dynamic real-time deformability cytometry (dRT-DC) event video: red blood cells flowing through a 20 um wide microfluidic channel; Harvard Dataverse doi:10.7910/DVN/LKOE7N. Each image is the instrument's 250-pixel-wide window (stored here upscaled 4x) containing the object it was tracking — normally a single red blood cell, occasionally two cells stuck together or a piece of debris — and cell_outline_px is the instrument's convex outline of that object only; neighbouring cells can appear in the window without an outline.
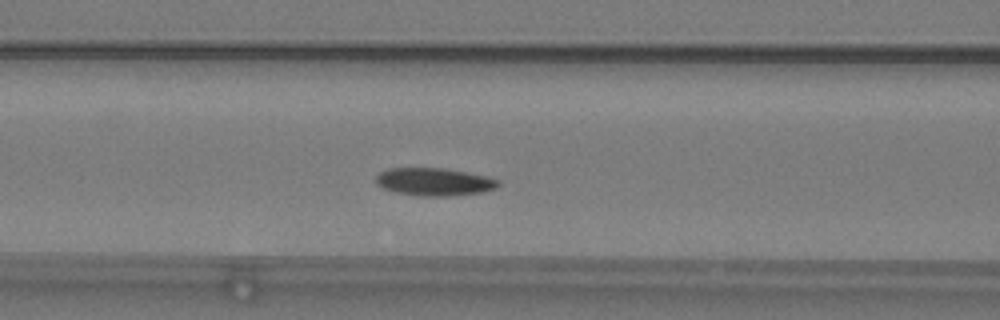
{"species": "common noctule bat (a hibernating species)", "species_latin": "Nyctalus noctula", "temperature_condition": "warm", "stored_images_in_passage": 48, "camera_frame_rate_fps": 3000, "um_per_image_px": 0.085, "animal": {"sex": "male", "body_mass_g": 19.2, "forearm_length_mm": 51.8}, "frame": {"image": 1, "passage_image": 16, "time_ms": 5.0, "image_size_px": [1000, 320], "cell_outline_px": [[500, 184], [496, 188], [484, 192], [448, 196], [420, 196], [396, 192], [384, 188], [376, 184], [376, 176], [380, 172], [388, 168], [444, 168], [484, 176], [500, 180]], "centroid_in_image_um": [36.9, 15.46], "position_along_channel_um": 129.7, "area_um2": 19.71}}
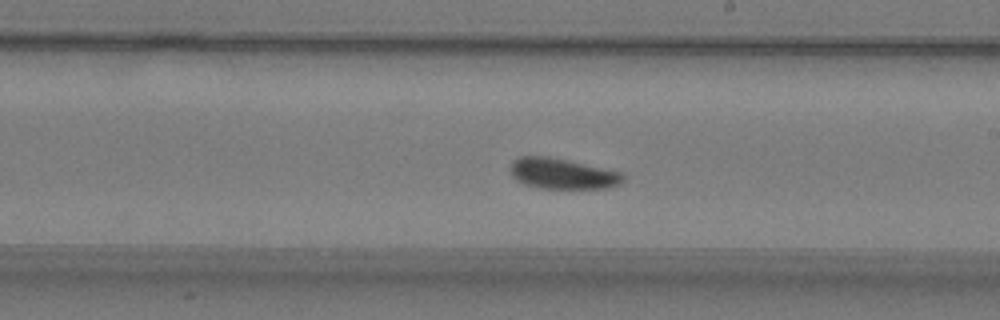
{"frame": {"image": 2, "passage_image": 25, "time_ms": 8.0, "image_size_px": [1000, 320], "cell_outline_px": [[624, 180], [620, 184], [608, 188], [540, 188], [524, 184], [516, 180], [512, 176], [512, 160], [520, 156], [548, 156], [620, 172], [624, 176]], "centroid_in_image_um": [47.79, 14.76], "position_along_channel_um": 241.2, "area_um2": 19.88}}
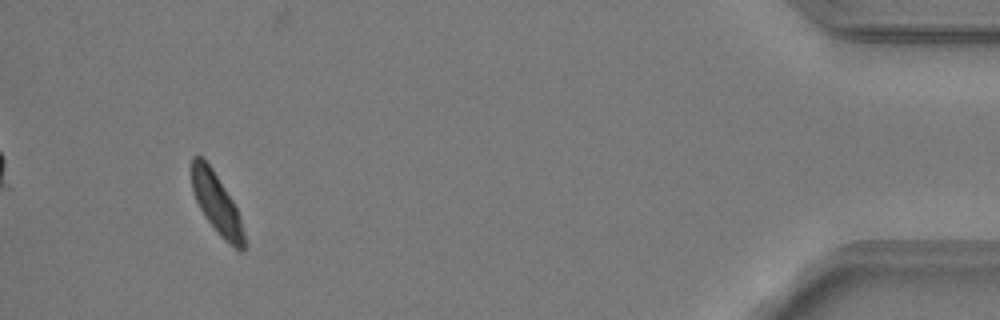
{"frame": {"image": 3, "passage_image": 45, "time_ms": 14.667, "image_size_px": [1000, 320], "cell_outline_px": [[248, 244], [240, 252], [228, 244], [216, 232], [204, 216], [192, 192], [192, 156], [200, 156], [212, 168], [232, 200], [236, 208]], "centroid_in_image_um": [18.43, 17.37], "position_along_channel_um": 416.8, "area_um2": 18.44}, "authors_computed_cell_mechanics": {"area_um2": 19.5942, "velocity_mm_per_s": 3.7224, "shape_relaxation_time_tau1_ms": 4.0759, "shape_relaxation_time_tau2_ms": 3.5598, "deformation_change_tau1": 0.1172, "deformation_change_tau2": 0.0846}}